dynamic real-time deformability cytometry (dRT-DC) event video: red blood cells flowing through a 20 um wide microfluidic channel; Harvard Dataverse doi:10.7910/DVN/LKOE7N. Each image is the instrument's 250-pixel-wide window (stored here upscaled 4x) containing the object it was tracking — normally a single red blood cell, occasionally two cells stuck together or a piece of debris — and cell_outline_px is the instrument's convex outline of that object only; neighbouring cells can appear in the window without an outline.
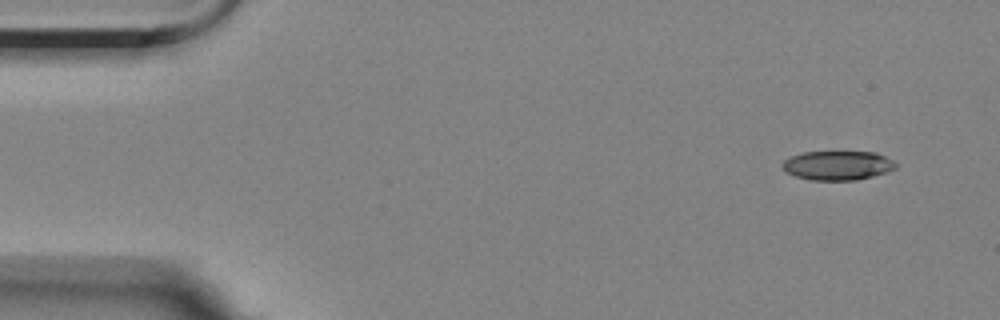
{"species": "Egyptian fruit bat (a non-hibernating species)", "species_latin": "Rousettus aegyptiacus", "temperature_condition": "room temperature", "stored_images_in_passage": 6, "camera_frame_rate_fps": 3000, "um_per_image_px": 0.085, "animal": {"sex": "female"}, "frame": {"image": 1, "passage_image": 1, "time_ms": 0.0, "image_size_px": [1000, 320], "cell_outline_px": [[896, 168], [888, 172], [856, 180], [812, 180], [796, 176], [788, 172], [780, 164], [784, 160], [792, 156], [804, 152], [876, 152], [892, 160], [896, 164]], "centroid_in_image_um": [71.22, 14.06], "position_along_channel_um": 13.8, "area_um2": 19.13}}
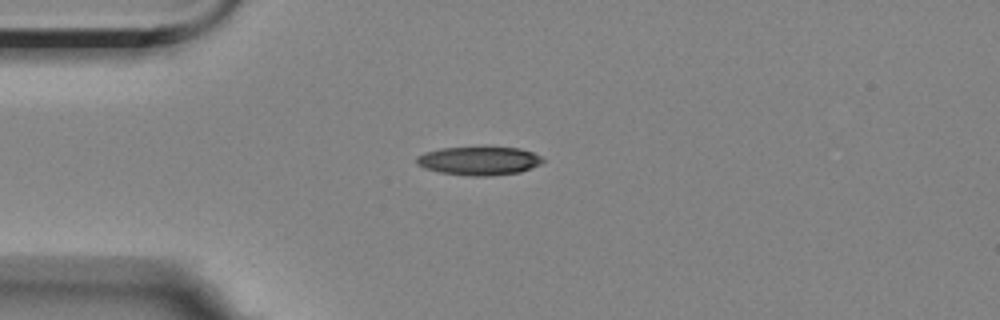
{"frame": {"image": 2, "passage_image": 4, "time_ms": 3.333, "image_size_px": [1000, 320], "cell_outline_px": [[544, 160], [540, 164], [520, 172], [488, 176], [472, 176], [440, 172], [424, 168], [416, 164], [416, 156], [424, 152], [440, 148], [520, 148], [532, 152], [540, 156]], "centroid_in_image_um": [40.68, 13.68], "position_along_channel_um": 44.3, "area_um2": 20.75}}
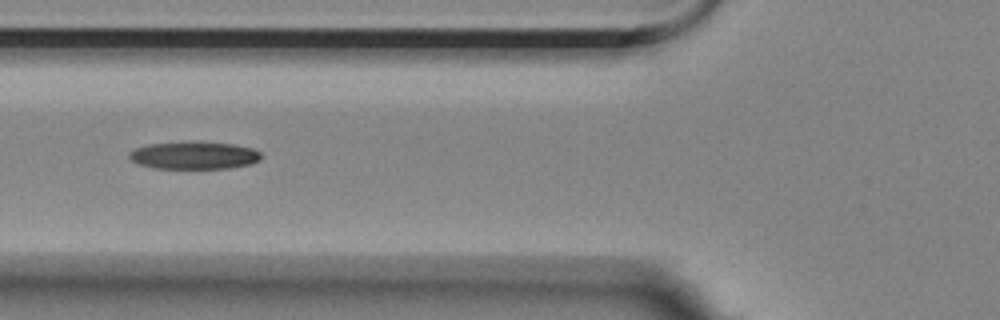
{"frame": {"image": 3, "passage_image": 6, "time_ms": 5.667, "image_size_px": [1000, 320], "cell_outline_px": [[260, 160], [248, 164], [228, 168], [152, 168], [140, 164], [132, 160], [128, 156], [128, 152], [136, 148], [148, 144], [188, 140], [200, 140], [232, 144], [252, 148], [260, 152]], "centroid_in_image_um": [16.46, 13.17], "position_along_channel_um": 109.3, "area_um2": 21.5}}